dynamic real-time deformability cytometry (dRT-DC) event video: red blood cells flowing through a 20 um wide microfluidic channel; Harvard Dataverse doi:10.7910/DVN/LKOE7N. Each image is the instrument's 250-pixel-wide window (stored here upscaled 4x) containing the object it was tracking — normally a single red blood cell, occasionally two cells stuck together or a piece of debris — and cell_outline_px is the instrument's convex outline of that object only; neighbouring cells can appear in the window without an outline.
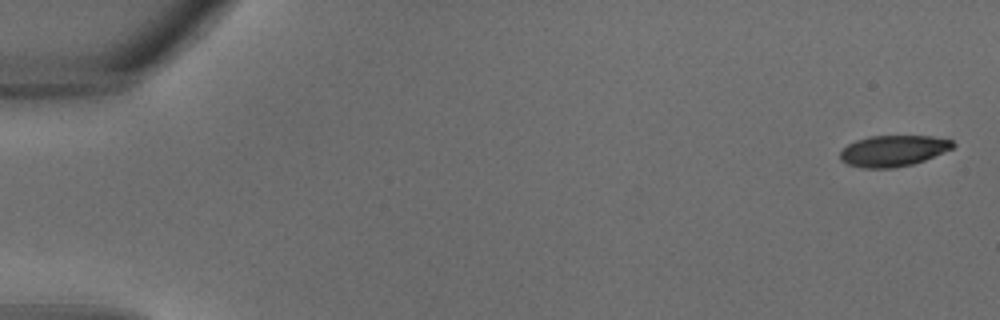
{"species": "common noctule bat (a hibernating species)", "species_latin": "Nyctalus noctula", "temperature_condition": "warm", "stored_images_in_passage": 35, "camera_frame_rate_fps": 3000, "um_per_image_px": 0.085, "animal": {"sex": "male", "body_mass_g": 18.8}, "frame": {"image": 1, "passage_image": 1, "time_ms": 0.0, "image_size_px": [1000, 320], "cell_outline_px": [[956, 144], [952, 148], [924, 160], [912, 164], [892, 168], [864, 168], [848, 164], [840, 160], [840, 152], [848, 144], [856, 140], [868, 136], [932, 136], [952, 140]], "centroid_in_image_um": [75.91, 12.81], "position_along_channel_um": 9.1, "area_um2": 20.29}}
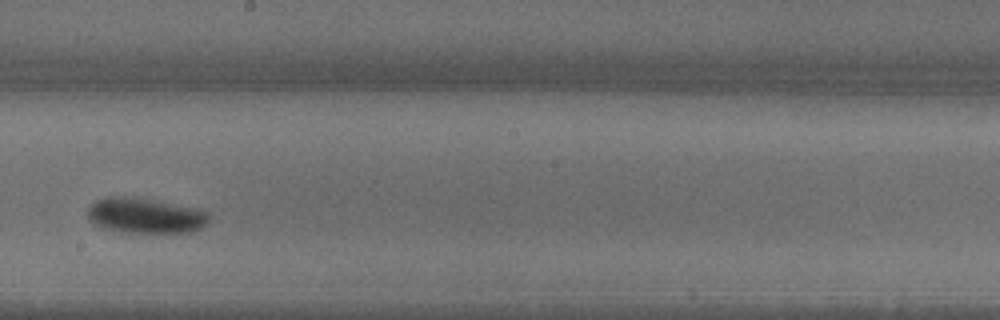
{"frame": {"image": 2, "passage_image": 21, "time_ms": 6.667, "image_size_px": [1000, 320], "cell_outline_px": [[212, 216], [208, 224], [192, 232], [124, 232], [104, 228], [96, 224], [88, 216], [88, 208], [96, 200], [108, 196], [128, 196], [152, 200], [208, 212]], "centroid_in_image_um": [12.36, 18.33], "position_along_channel_um": 235.8, "area_um2": 24.57}}
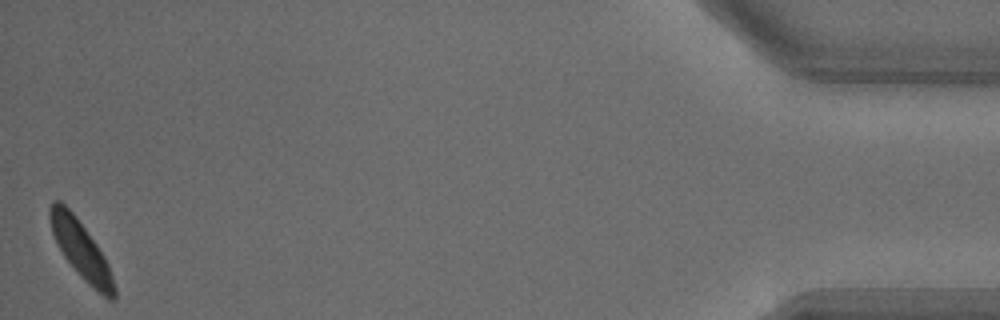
{"frame": {"image": 3, "passage_image": 35, "time_ms": 11.333, "image_size_px": [1000, 320], "cell_outline_px": [[116, 296], [112, 300], [108, 300], [96, 292], [76, 272], [64, 256], [52, 232], [48, 216], [48, 208], [52, 200], [60, 200], [76, 216], [96, 244], [104, 256], [108, 264], [116, 288]], "centroid_in_image_um": [6.88, 21.24], "position_along_channel_um": 428.3, "area_um2": 21.56}}